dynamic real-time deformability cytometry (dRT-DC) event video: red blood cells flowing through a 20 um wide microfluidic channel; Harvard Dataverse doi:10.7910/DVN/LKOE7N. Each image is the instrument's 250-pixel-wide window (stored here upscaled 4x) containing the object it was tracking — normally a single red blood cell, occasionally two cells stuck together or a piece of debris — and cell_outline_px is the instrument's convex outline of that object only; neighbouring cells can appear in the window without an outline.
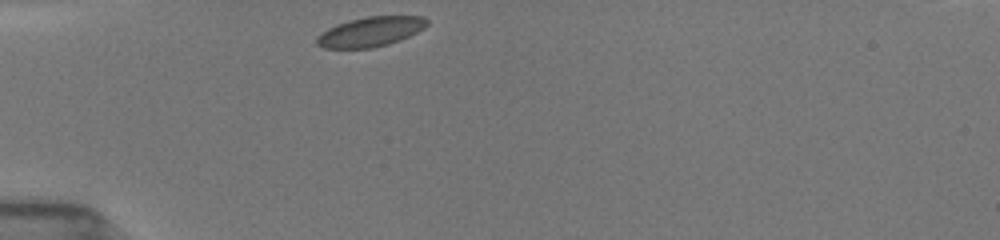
{"species": "common noctule bat (a hibernating species)", "species_latin": "Nyctalus noctula", "temperature_condition": "room temperature", "stored_images_in_passage": 34, "camera_frame_rate_fps": 3000, "um_per_image_px": 0.085, "animal": {"sex": "female", "body_mass_g": 19.5, "forearm_length_mm": 54.1}, "frame": {"image": 1, "passage_image": 1, "time_ms": 0.0, "image_size_px": [1000, 240], "cell_outline_px": [[428, 24], [424, 28], [400, 40], [388, 44], [372, 48], [324, 48], [316, 44], [316, 36], [328, 28], [336, 24], [348, 20], [368, 16], [424, 16], [428, 20]], "centroid_in_image_um": [31.48, 2.69], "position_along_channel_um": 53.5, "area_um2": 19.13}}
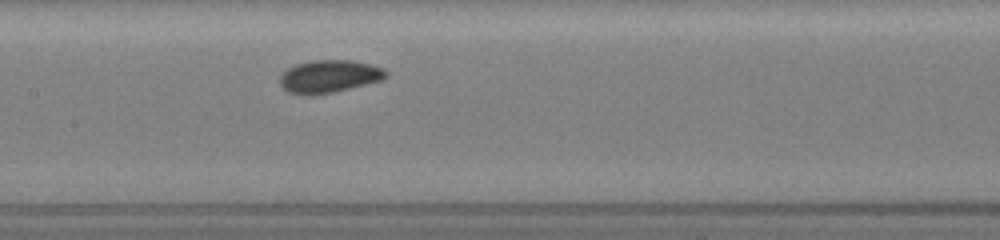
{"frame": {"image": 2, "passage_image": 12, "time_ms": 3.667, "image_size_px": [1000, 240], "cell_outline_px": [[388, 76], [380, 80], [332, 92], [312, 96], [308, 96], [288, 92], [280, 84], [280, 76], [288, 68], [296, 64], [312, 60], [352, 60], [384, 68], [388, 72]], "centroid_in_image_um": [27.96, 6.49], "position_along_channel_um": 179.4, "area_um2": 20.06}}
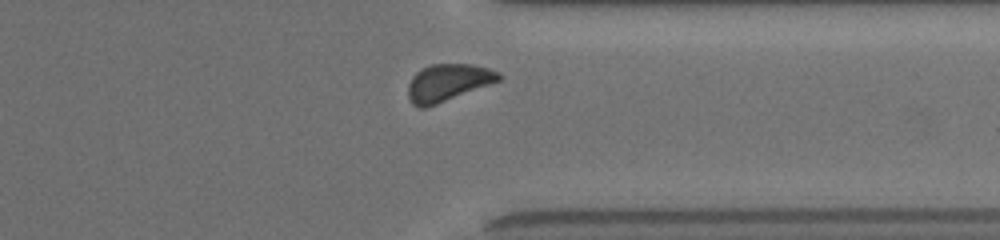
{"frame": {"image": 3, "passage_image": 30, "time_ms": 8.667, "image_size_px": [1000, 240], "cell_outline_px": [[504, 76], [500, 80], [436, 104], [424, 108], [420, 108], [412, 104], [408, 96], [408, 84], [412, 76], [416, 72], [432, 64], [472, 64], [488, 68], [500, 72]], "centroid_in_image_um": [38.07, 7.01], "position_along_channel_um": 373.3, "area_um2": 19.48}, "authors_computed_cell_mechanics": {"area_um2": 19.363, "velocity_mm_per_s": 3.8878, "shape_relaxation_time_tau1_ms": 1.955, "shape_relaxation_time_tau2_ms": 4.8715, "deformation_change_tau1": 0.0484, "deformation_change_tau2": 0.0707}}